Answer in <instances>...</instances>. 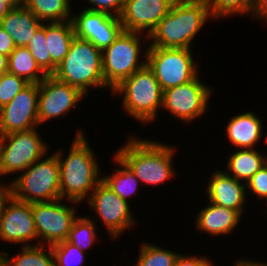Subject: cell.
Returning a JSON list of instances; mask_svg holds the SVG:
<instances>
[{"mask_svg": "<svg viewBox=\"0 0 267 266\" xmlns=\"http://www.w3.org/2000/svg\"><path fill=\"white\" fill-rule=\"evenodd\" d=\"M46 42L51 56V75L68 54L75 28L72 20L45 23Z\"/></svg>", "mask_w": 267, "mask_h": 266, "instance_id": "603a6c76", "label": "cell"}, {"mask_svg": "<svg viewBox=\"0 0 267 266\" xmlns=\"http://www.w3.org/2000/svg\"><path fill=\"white\" fill-rule=\"evenodd\" d=\"M252 19L267 22V0H257L255 7L251 13Z\"/></svg>", "mask_w": 267, "mask_h": 266, "instance_id": "74e56055", "label": "cell"}, {"mask_svg": "<svg viewBox=\"0 0 267 266\" xmlns=\"http://www.w3.org/2000/svg\"><path fill=\"white\" fill-rule=\"evenodd\" d=\"M1 147H2V138L0 135V162H1ZM0 182H1V169H0Z\"/></svg>", "mask_w": 267, "mask_h": 266, "instance_id": "ee69618b", "label": "cell"}, {"mask_svg": "<svg viewBox=\"0 0 267 266\" xmlns=\"http://www.w3.org/2000/svg\"><path fill=\"white\" fill-rule=\"evenodd\" d=\"M180 252L142 242L136 263L133 266H173Z\"/></svg>", "mask_w": 267, "mask_h": 266, "instance_id": "f1b7e54d", "label": "cell"}, {"mask_svg": "<svg viewBox=\"0 0 267 266\" xmlns=\"http://www.w3.org/2000/svg\"><path fill=\"white\" fill-rule=\"evenodd\" d=\"M201 80L199 74L188 83L164 90L162 109L184 124L203 116L208 111L213 89Z\"/></svg>", "mask_w": 267, "mask_h": 266, "instance_id": "7c38bea8", "label": "cell"}, {"mask_svg": "<svg viewBox=\"0 0 267 266\" xmlns=\"http://www.w3.org/2000/svg\"><path fill=\"white\" fill-rule=\"evenodd\" d=\"M77 38L90 41L100 51L109 47L123 31L118 16L106 12L81 10L72 14Z\"/></svg>", "mask_w": 267, "mask_h": 266, "instance_id": "9a60e30c", "label": "cell"}, {"mask_svg": "<svg viewBox=\"0 0 267 266\" xmlns=\"http://www.w3.org/2000/svg\"><path fill=\"white\" fill-rule=\"evenodd\" d=\"M261 117L251 110L232 116L225 127L228 144L235 149H256L265 133Z\"/></svg>", "mask_w": 267, "mask_h": 266, "instance_id": "d6986e66", "label": "cell"}, {"mask_svg": "<svg viewBox=\"0 0 267 266\" xmlns=\"http://www.w3.org/2000/svg\"><path fill=\"white\" fill-rule=\"evenodd\" d=\"M84 133L77 129L68 153L63 148L54 151L60 169V199L78 203L87 200L102 181V168Z\"/></svg>", "mask_w": 267, "mask_h": 266, "instance_id": "6da1fadb", "label": "cell"}, {"mask_svg": "<svg viewBox=\"0 0 267 266\" xmlns=\"http://www.w3.org/2000/svg\"><path fill=\"white\" fill-rule=\"evenodd\" d=\"M97 227V224L86 215L78 216L73 221L66 241L85 252L91 246H94L95 241L96 243H98L97 241H102L100 236L97 235Z\"/></svg>", "mask_w": 267, "mask_h": 266, "instance_id": "83f0119b", "label": "cell"}, {"mask_svg": "<svg viewBox=\"0 0 267 266\" xmlns=\"http://www.w3.org/2000/svg\"><path fill=\"white\" fill-rule=\"evenodd\" d=\"M1 138V182L3 177L21 174L50 151L48 141L42 138L37 127L1 135Z\"/></svg>", "mask_w": 267, "mask_h": 266, "instance_id": "ba28073f", "label": "cell"}, {"mask_svg": "<svg viewBox=\"0 0 267 266\" xmlns=\"http://www.w3.org/2000/svg\"><path fill=\"white\" fill-rule=\"evenodd\" d=\"M193 49L148 47L147 66L162 90L192 81L199 75ZM199 67V68H198Z\"/></svg>", "mask_w": 267, "mask_h": 266, "instance_id": "9c48e42d", "label": "cell"}, {"mask_svg": "<svg viewBox=\"0 0 267 266\" xmlns=\"http://www.w3.org/2000/svg\"><path fill=\"white\" fill-rule=\"evenodd\" d=\"M135 136L131 132L126 137L127 141L117 148L113 155L117 156L144 186L155 185L156 188L171 178L174 179L176 171L173 164L178 146Z\"/></svg>", "mask_w": 267, "mask_h": 266, "instance_id": "7a4b0ae2", "label": "cell"}, {"mask_svg": "<svg viewBox=\"0 0 267 266\" xmlns=\"http://www.w3.org/2000/svg\"><path fill=\"white\" fill-rule=\"evenodd\" d=\"M24 6L43 23L72 20L74 11L70 0H25Z\"/></svg>", "mask_w": 267, "mask_h": 266, "instance_id": "484cf974", "label": "cell"}, {"mask_svg": "<svg viewBox=\"0 0 267 266\" xmlns=\"http://www.w3.org/2000/svg\"><path fill=\"white\" fill-rule=\"evenodd\" d=\"M176 0H125L119 19L123 31L146 35L168 14Z\"/></svg>", "mask_w": 267, "mask_h": 266, "instance_id": "e0dca14e", "label": "cell"}, {"mask_svg": "<svg viewBox=\"0 0 267 266\" xmlns=\"http://www.w3.org/2000/svg\"><path fill=\"white\" fill-rule=\"evenodd\" d=\"M253 259L250 258H246V259H242L241 257L233 263L232 266H267V262L263 261L262 262L259 260V261H256L255 259L252 261Z\"/></svg>", "mask_w": 267, "mask_h": 266, "instance_id": "f35d334b", "label": "cell"}, {"mask_svg": "<svg viewBox=\"0 0 267 266\" xmlns=\"http://www.w3.org/2000/svg\"><path fill=\"white\" fill-rule=\"evenodd\" d=\"M10 8H19L24 6L25 0H3Z\"/></svg>", "mask_w": 267, "mask_h": 266, "instance_id": "60d3db41", "label": "cell"}, {"mask_svg": "<svg viewBox=\"0 0 267 266\" xmlns=\"http://www.w3.org/2000/svg\"><path fill=\"white\" fill-rule=\"evenodd\" d=\"M0 241L21 244L18 247L38 245L31 203L13 197L8 201L0 222Z\"/></svg>", "mask_w": 267, "mask_h": 266, "instance_id": "2e32d148", "label": "cell"}, {"mask_svg": "<svg viewBox=\"0 0 267 266\" xmlns=\"http://www.w3.org/2000/svg\"><path fill=\"white\" fill-rule=\"evenodd\" d=\"M90 11L106 12L110 15L120 16L125 0H86Z\"/></svg>", "mask_w": 267, "mask_h": 266, "instance_id": "836d02e7", "label": "cell"}, {"mask_svg": "<svg viewBox=\"0 0 267 266\" xmlns=\"http://www.w3.org/2000/svg\"><path fill=\"white\" fill-rule=\"evenodd\" d=\"M26 48L31 52L39 67L47 75H51V56L46 42L45 23L37 29Z\"/></svg>", "mask_w": 267, "mask_h": 266, "instance_id": "f546056e", "label": "cell"}, {"mask_svg": "<svg viewBox=\"0 0 267 266\" xmlns=\"http://www.w3.org/2000/svg\"><path fill=\"white\" fill-rule=\"evenodd\" d=\"M52 75L61 82L77 87L87 97L90 96L91 89H109L105 85L102 71V51L90 41L76 36L68 54Z\"/></svg>", "mask_w": 267, "mask_h": 266, "instance_id": "277c9868", "label": "cell"}, {"mask_svg": "<svg viewBox=\"0 0 267 266\" xmlns=\"http://www.w3.org/2000/svg\"><path fill=\"white\" fill-rule=\"evenodd\" d=\"M207 20L214 21L207 0H176L148 36V47L192 49L191 43Z\"/></svg>", "mask_w": 267, "mask_h": 266, "instance_id": "3957f363", "label": "cell"}, {"mask_svg": "<svg viewBox=\"0 0 267 266\" xmlns=\"http://www.w3.org/2000/svg\"><path fill=\"white\" fill-rule=\"evenodd\" d=\"M7 181L0 182V222L8 201L12 198L10 184Z\"/></svg>", "mask_w": 267, "mask_h": 266, "instance_id": "8d00e7d4", "label": "cell"}, {"mask_svg": "<svg viewBox=\"0 0 267 266\" xmlns=\"http://www.w3.org/2000/svg\"><path fill=\"white\" fill-rule=\"evenodd\" d=\"M198 211L196 216V230L206 233L208 236H225L231 234L242 222V216L235 210L225 208L212 202L206 203Z\"/></svg>", "mask_w": 267, "mask_h": 266, "instance_id": "ffe728a7", "label": "cell"}, {"mask_svg": "<svg viewBox=\"0 0 267 266\" xmlns=\"http://www.w3.org/2000/svg\"><path fill=\"white\" fill-rule=\"evenodd\" d=\"M87 97L77 87L57 80L53 75H47L39 83L38 124L64 118L79 102ZM67 114V115H66Z\"/></svg>", "mask_w": 267, "mask_h": 266, "instance_id": "4fadbf2b", "label": "cell"}, {"mask_svg": "<svg viewBox=\"0 0 267 266\" xmlns=\"http://www.w3.org/2000/svg\"><path fill=\"white\" fill-rule=\"evenodd\" d=\"M6 266H55L54 255L50 246H23L14 256L7 251Z\"/></svg>", "mask_w": 267, "mask_h": 266, "instance_id": "4316f807", "label": "cell"}, {"mask_svg": "<svg viewBox=\"0 0 267 266\" xmlns=\"http://www.w3.org/2000/svg\"><path fill=\"white\" fill-rule=\"evenodd\" d=\"M112 160L116 163V170L112 169L109 175L102 173V181L122 200L129 202L128 199L139 192L140 181L117 156L114 155Z\"/></svg>", "mask_w": 267, "mask_h": 266, "instance_id": "cb8c5ba5", "label": "cell"}, {"mask_svg": "<svg viewBox=\"0 0 267 266\" xmlns=\"http://www.w3.org/2000/svg\"><path fill=\"white\" fill-rule=\"evenodd\" d=\"M226 160L224 171L236 180L247 183L267 163V154L256 149H234Z\"/></svg>", "mask_w": 267, "mask_h": 266, "instance_id": "7402d4cb", "label": "cell"}, {"mask_svg": "<svg viewBox=\"0 0 267 266\" xmlns=\"http://www.w3.org/2000/svg\"><path fill=\"white\" fill-rule=\"evenodd\" d=\"M42 24L25 6L11 8L0 21L1 27L10 35L16 47H26Z\"/></svg>", "mask_w": 267, "mask_h": 266, "instance_id": "44dd1931", "label": "cell"}, {"mask_svg": "<svg viewBox=\"0 0 267 266\" xmlns=\"http://www.w3.org/2000/svg\"><path fill=\"white\" fill-rule=\"evenodd\" d=\"M214 170L209 175L210 178L205 188L208 202L233 209L243 217L247 207L246 201L249 200L246 183L231 177L223 168Z\"/></svg>", "mask_w": 267, "mask_h": 266, "instance_id": "ac0fdd59", "label": "cell"}, {"mask_svg": "<svg viewBox=\"0 0 267 266\" xmlns=\"http://www.w3.org/2000/svg\"><path fill=\"white\" fill-rule=\"evenodd\" d=\"M265 202H266V203H265V204H266V208H265L264 213L266 212L265 214L267 215V199L265 200Z\"/></svg>", "mask_w": 267, "mask_h": 266, "instance_id": "f6af8a7d", "label": "cell"}, {"mask_svg": "<svg viewBox=\"0 0 267 266\" xmlns=\"http://www.w3.org/2000/svg\"><path fill=\"white\" fill-rule=\"evenodd\" d=\"M8 73L39 84L47 74L39 67L26 47H16L8 56Z\"/></svg>", "mask_w": 267, "mask_h": 266, "instance_id": "d4e9b609", "label": "cell"}, {"mask_svg": "<svg viewBox=\"0 0 267 266\" xmlns=\"http://www.w3.org/2000/svg\"><path fill=\"white\" fill-rule=\"evenodd\" d=\"M193 255V256H192ZM173 266H214V261L209 257L200 254L179 253Z\"/></svg>", "mask_w": 267, "mask_h": 266, "instance_id": "e575fe53", "label": "cell"}, {"mask_svg": "<svg viewBox=\"0 0 267 266\" xmlns=\"http://www.w3.org/2000/svg\"><path fill=\"white\" fill-rule=\"evenodd\" d=\"M7 262V251L0 250V266H6Z\"/></svg>", "mask_w": 267, "mask_h": 266, "instance_id": "7bdbcfd3", "label": "cell"}, {"mask_svg": "<svg viewBox=\"0 0 267 266\" xmlns=\"http://www.w3.org/2000/svg\"><path fill=\"white\" fill-rule=\"evenodd\" d=\"M8 72V57L0 54V76Z\"/></svg>", "mask_w": 267, "mask_h": 266, "instance_id": "ab89813d", "label": "cell"}, {"mask_svg": "<svg viewBox=\"0 0 267 266\" xmlns=\"http://www.w3.org/2000/svg\"><path fill=\"white\" fill-rule=\"evenodd\" d=\"M63 201L31 203L38 245L52 246L67 239L73 221L78 217L79 203L65 200L64 204Z\"/></svg>", "mask_w": 267, "mask_h": 266, "instance_id": "8fae6325", "label": "cell"}, {"mask_svg": "<svg viewBox=\"0 0 267 266\" xmlns=\"http://www.w3.org/2000/svg\"><path fill=\"white\" fill-rule=\"evenodd\" d=\"M39 84L29 83L0 108V135L38 127Z\"/></svg>", "mask_w": 267, "mask_h": 266, "instance_id": "5bb4252c", "label": "cell"}, {"mask_svg": "<svg viewBox=\"0 0 267 266\" xmlns=\"http://www.w3.org/2000/svg\"><path fill=\"white\" fill-rule=\"evenodd\" d=\"M35 161L8 181L12 197L25 203L52 202L60 199V169L56 154Z\"/></svg>", "mask_w": 267, "mask_h": 266, "instance_id": "52a82bcc", "label": "cell"}, {"mask_svg": "<svg viewBox=\"0 0 267 266\" xmlns=\"http://www.w3.org/2000/svg\"><path fill=\"white\" fill-rule=\"evenodd\" d=\"M11 8L6 5L3 0H0V21L5 17Z\"/></svg>", "mask_w": 267, "mask_h": 266, "instance_id": "b9f144b4", "label": "cell"}, {"mask_svg": "<svg viewBox=\"0 0 267 266\" xmlns=\"http://www.w3.org/2000/svg\"><path fill=\"white\" fill-rule=\"evenodd\" d=\"M29 83L22 77L11 73L0 76V108L8 104Z\"/></svg>", "mask_w": 267, "mask_h": 266, "instance_id": "1f68e13d", "label": "cell"}, {"mask_svg": "<svg viewBox=\"0 0 267 266\" xmlns=\"http://www.w3.org/2000/svg\"><path fill=\"white\" fill-rule=\"evenodd\" d=\"M146 41H149L146 34L122 31L115 41L102 51L105 85L111 92L125 78L147 65L149 43ZM144 42L146 45H143ZM141 44L147 46L146 49Z\"/></svg>", "mask_w": 267, "mask_h": 266, "instance_id": "8992f818", "label": "cell"}, {"mask_svg": "<svg viewBox=\"0 0 267 266\" xmlns=\"http://www.w3.org/2000/svg\"><path fill=\"white\" fill-rule=\"evenodd\" d=\"M112 93L114 97L122 96L121 106L128 117L143 125L156 122L162 109L163 90L147 65L125 78Z\"/></svg>", "mask_w": 267, "mask_h": 266, "instance_id": "5b68a950", "label": "cell"}, {"mask_svg": "<svg viewBox=\"0 0 267 266\" xmlns=\"http://www.w3.org/2000/svg\"><path fill=\"white\" fill-rule=\"evenodd\" d=\"M246 189L248 197L252 195L263 201L267 199V163L250 178L246 183Z\"/></svg>", "mask_w": 267, "mask_h": 266, "instance_id": "d6a6232c", "label": "cell"}, {"mask_svg": "<svg viewBox=\"0 0 267 266\" xmlns=\"http://www.w3.org/2000/svg\"><path fill=\"white\" fill-rule=\"evenodd\" d=\"M85 203H88L87 206L93 211V215H96L95 218L88 217L95 223L102 221L112 241L119 239L126 230L137 225L130 202L122 200L103 181L95 187Z\"/></svg>", "mask_w": 267, "mask_h": 266, "instance_id": "30bf717a", "label": "cell"}, {"mask_svg": "<svg viewBox=\"0 0 267 266\" xmlns=\"http://www.w3.org/2000/svg\"><path fill=\"white\" fill-rule=\"evenodd\" d=\"M16 48V45L10 35L3 30L0 25V54L6 55L7 57Z\"/></svg>", "mask_w": 267, "mask_h": 266, "instance_id": "d590c367", "label": "cell"}, {"mask_svg": "<svg viewBox=\"0 0 267 266\" xmlns=\"http://www.w3.org/2000/svg\"><path fill=\"white\" fill-rule=\"evenodd\" d=\"M50 247L54 255L55 266H80L85 262L86 252L66 240Z\"/></svg>", "mask_w": 267, "mask_h": 266, "instance_id": "4dcf8cb0", "label": "cell"}]
</instances>
